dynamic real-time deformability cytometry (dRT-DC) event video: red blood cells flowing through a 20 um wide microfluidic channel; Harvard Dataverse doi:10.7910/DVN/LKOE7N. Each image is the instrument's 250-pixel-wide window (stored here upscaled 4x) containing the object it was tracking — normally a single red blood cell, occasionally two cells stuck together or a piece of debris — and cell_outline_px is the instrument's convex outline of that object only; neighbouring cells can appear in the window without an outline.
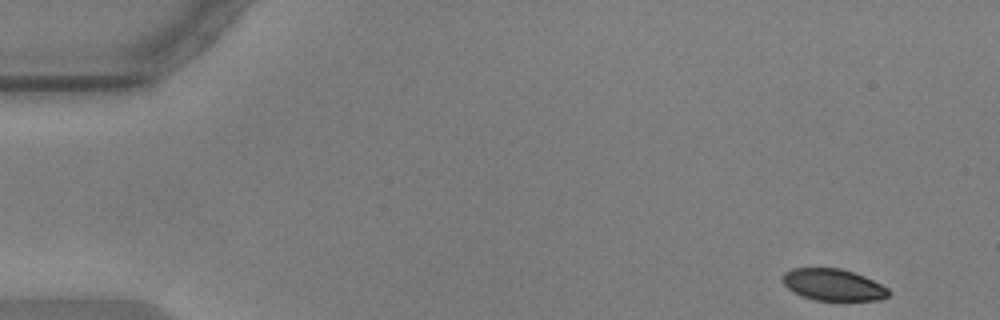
{"species": "common noctule bat (a hibernating species)", "species_latin": "Nyctalus noctula", "temperature_condition": "warm", "stored_images_in_passage": 54, "camera_frame_rate_fps": 3000, "um_per_image_px": 0.085, "animal": {"sex": "male", "body_mass_g": 17.9, "forearm_length_mm": 54.2}, "frame": {"image": 1, "passage_image": 1, "time_ms": 0.0, "image_size_px": [1000, 320], "cell_outline_px": [[888, 296], [880, 300], [844, 304], [816, 300], [800, 296], [788, 288], [780, 280], [780, 276], [784, 272], [792, 268], [840, 268], [856, 272], [888, 288]], "centroid_in_image_um": [70.82, 24.26], "position_along_channel_um": 14.2, "area_um2": 20.63}}
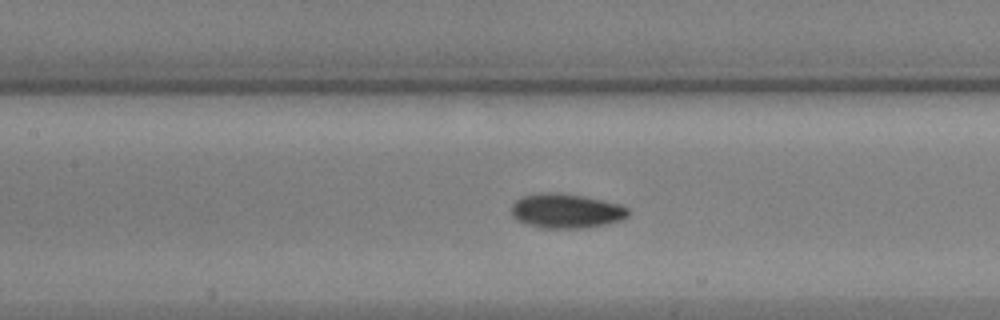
{"frame": {"image": 2, "passage_image": 23, "time_ms": 7.333, "image_size_px": [1000, 320], "cell_outline_px": [[628, 216], [624, 220], [584, 228], [540, 228], [516, 220], [512, 216], [512, 204], [520, 196], [540, 192], [560, 192], [584, 196], [620, 204], [628, 208]], "centroid_in_image_um": [48.11, 17.92], "position_along_channel_um": 159.3, "area_um2": 23.76}}
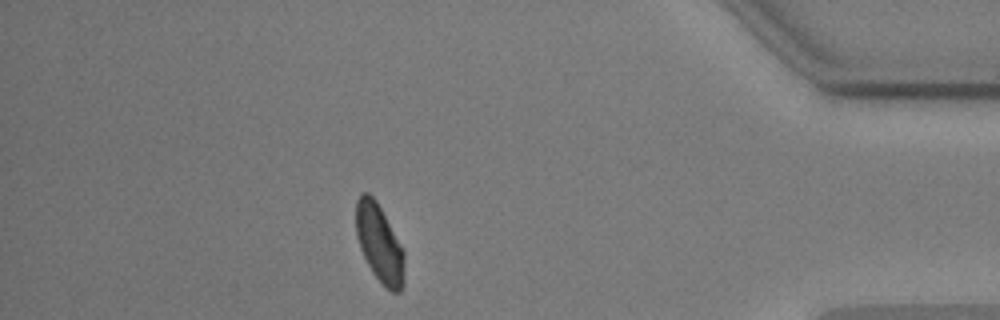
{"frame": {"image": 3, "passage_image": 47, "time_ms": 15.333, "image_size_px": [1000, 320], "cell_outline_px": [[404, 284], [400, 292], [392, 292], [384, 288], [372, 272], [360, 248], [356, 236], [356, 200], [364, 192], [368, 192], [376, 200], [400, 244], [404, 252]], "centroid_in_image_um": [32.25, 20.73], "position_along_channel_um": 403.0, "area_um2": 21.91}, "authors_computed_cell_mechanics": {"area_um2": 22.1085, "velocity_mm_per_s": 3.5578, "shape_relaxation_time_tau1_ms": 2.2251, "shape_relaxation_time_tau2_ms": 2.8547, "deformation_change_tau1": 0.1238, "deformation_change_tau2": 0.0621}}